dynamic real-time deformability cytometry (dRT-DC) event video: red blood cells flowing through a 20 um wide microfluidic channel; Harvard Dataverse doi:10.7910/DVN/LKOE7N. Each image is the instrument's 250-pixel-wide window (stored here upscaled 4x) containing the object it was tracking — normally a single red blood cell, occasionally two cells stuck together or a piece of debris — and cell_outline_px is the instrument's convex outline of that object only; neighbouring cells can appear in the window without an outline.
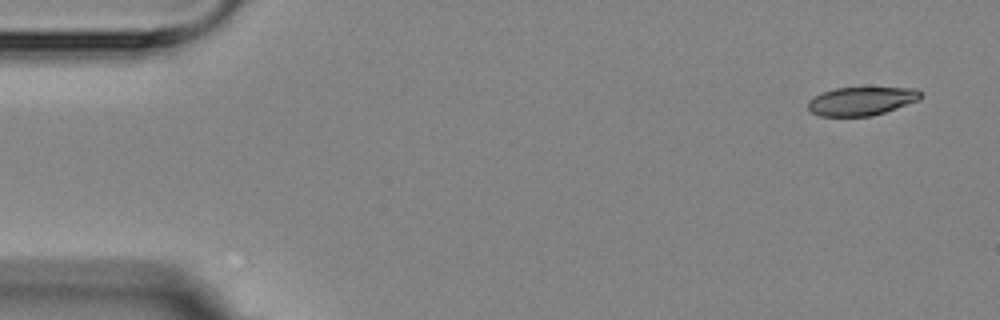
{"species": "Egyptian fruit bat (a non-hibernating species)", "species_latin": "Rousettus aegyptiacus", "temperature_condition": "room temperature", "stored_images_in_passage": 6, "camera_frame_rate_fps": 3000, "um_per_image_px": 0.085, "animal": {"sex": "female"}, "frame": {"image": 1, "passage_image": 1, "time_ms": 0.0, "image_size_px": [1000, 320], "cell_outline_px": [[924, 96], [920, 100], [872, 116], [820, 116], [812, 112], [808, 108], [808, 100], [824, 92], [836, 88], [916, 88]], "centroid_in_image_um": [73.25, 8.6], "position_along_channel_um": 11.7, "area_um2": 18.55}}
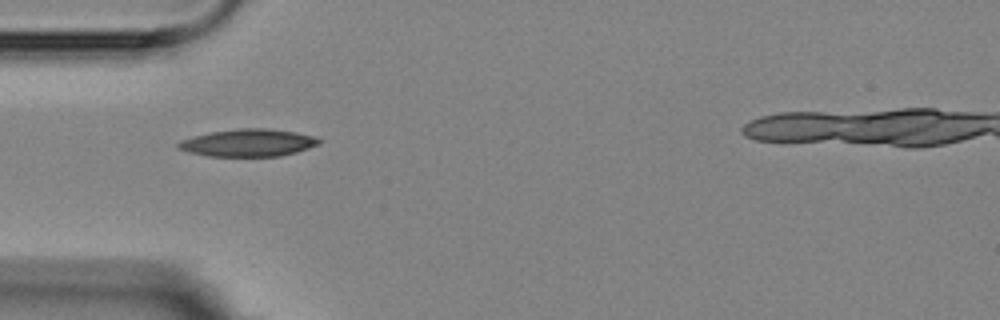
{"frame": {"image": 2, "passage_image": 5, "time_ms": 4.667, "image_size_px": [1000, 320], "cell_outline_px": [[320, 144], [296, 152], [280, 156], [208, 156], [188, 152], [176, 148], [176, 144], [180, 140], [212, 132], [240, 128], [268, 128], [296, 132], [316, 136], [320, 140]], "centroid_in_image_um": [21.11, 12.14], "position_along_channel_um": 63.9, "area_um2": 22.48}}
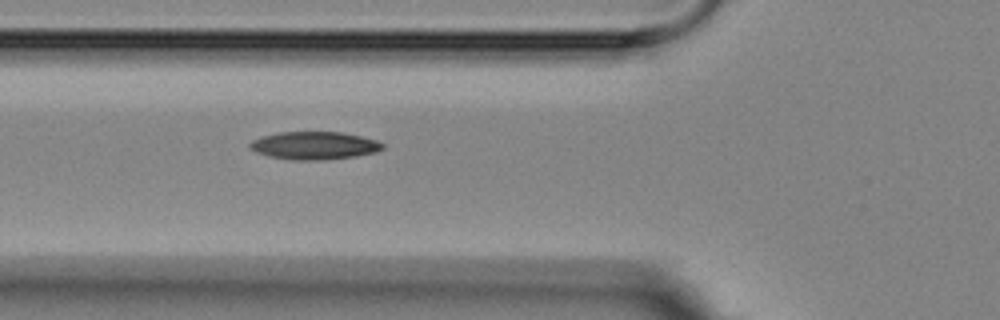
{"frame": {"image": 3, "passage_image": 6, "time_ms": 5.667, "image_size_px": [1000, 320], "cell_outline_px": [[384, 148], [376, 152], [356, 156], [324, 160], [288, 160], [268, 156], [256, 152], [248, 148], [248, 144], [252, 140], [260, 136], [276, 132], [340, 132], [360, 136], [376, 140], [384, 144]], "centroid_in_image_um": [26.66, 12.37], "position_along_channel_um": 99.1, "area_um2": 21.79}}